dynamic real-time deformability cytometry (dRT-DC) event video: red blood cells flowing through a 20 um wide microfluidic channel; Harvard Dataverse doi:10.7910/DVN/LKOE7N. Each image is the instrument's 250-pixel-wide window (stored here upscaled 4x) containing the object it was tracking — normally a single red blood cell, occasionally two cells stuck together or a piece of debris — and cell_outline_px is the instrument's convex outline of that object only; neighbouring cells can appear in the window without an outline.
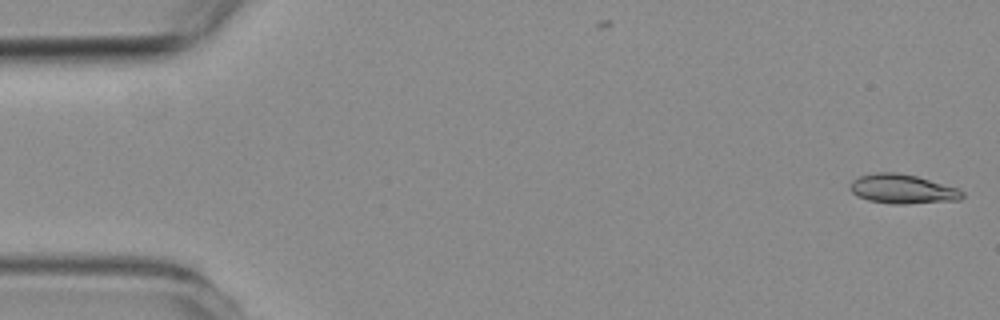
{"species": "common noctule bat (a hibernating species)", "species_latin": "Nyctalus noctula", "temperature_condition": "room temperature", "stored_images_in_passage": 4, "camera_frame_rate_fps": 3000, "um_per_image_px": 0.085, "animal": {"sex": "female", "body_mass_g": 19.3, "forearm_length_mm": 54.1}, "frame": {"image": 1, "passage_image": 1, "time_ms": 0.0, "image_size_px": [1000, 320], "cell_outline_px": [[964, 196], [960, 200], [904, 204], [892, 204], [868, 200], [852, 192], [848, 188], [848, 184], [852, 180], [860, 176], [876, 172], [896, 172], [916, 176], [956, 188], [964, 192]], "centroid_in_image_um": [76.68, 16.06], "position_along_channel_um": 8.3, "area_um2": 19.07}}
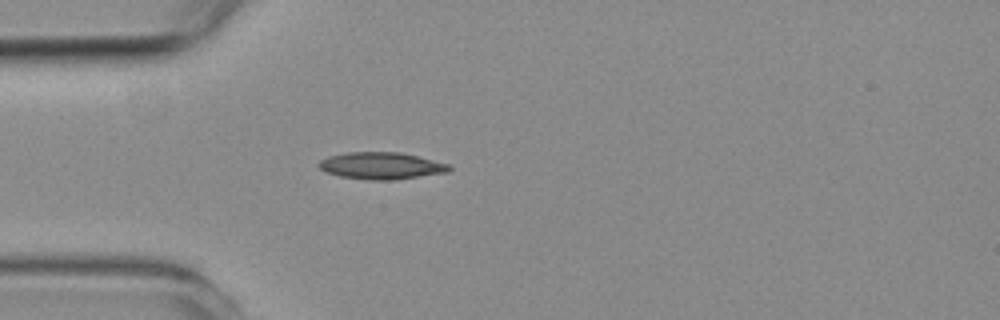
{"frame": {"image": 2, "passage_image": 4, "time_ms": 4.667, "image_size_px": [1000, 320], "cell_outline_px": [[452, 168], [448, 172], [396, 180], [368, 180], [340, 176], [324, 172], [316, 164], [320, 160], [328, 156], [348, 152], [400, 152], [448, 164]], "centroid_in_image_um": [32.37, 14.09], "position_along_channel_um": 52.6, "area_um2": 20.52}}